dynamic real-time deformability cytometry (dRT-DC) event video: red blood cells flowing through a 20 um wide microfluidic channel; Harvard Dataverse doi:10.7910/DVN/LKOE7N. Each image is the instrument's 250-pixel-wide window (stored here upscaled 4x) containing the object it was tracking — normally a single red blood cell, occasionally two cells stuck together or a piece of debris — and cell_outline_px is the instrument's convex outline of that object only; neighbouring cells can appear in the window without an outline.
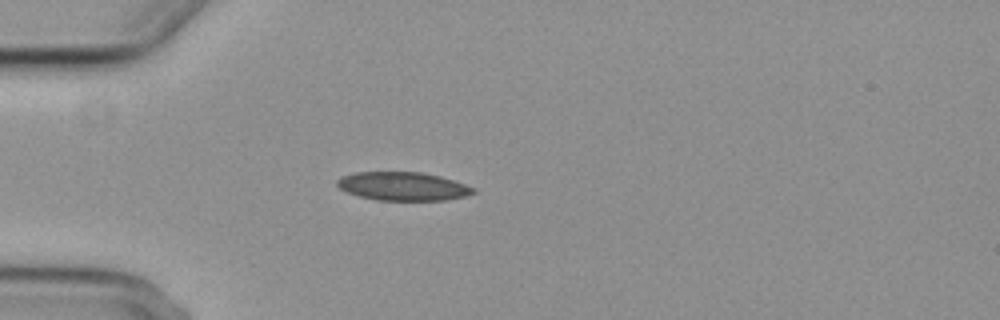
{"species": "common noctule bat (a hibernating species)", "species_latin": "Nyctalus noctula", "temperature_condition": "cold", "stored_images_in_passage": 5, "camera_frame_rate_fps": 3000, "um_per_image_px": 0.085, "animal": {"sex": "female", "body_mass_g": 29.2, "forearm_length_mm": 56.3}, "frame": {"image": 1, "passage_image": 5, "time_ms": 4.667, "image_size_px": [1000, 320], "cell_outline_px": [[476, 192], [468, 196], [444, 200], [376, 200], [360, 196], [348, 192], [340, 188], [336, 184], [336, 180], [344, 176], [356, 172], [420, 172], [440, 176], [476, 188]], "centroid_in_image_um": [34.28, 15.84], "position_along_channel_um": 50.7, "area_um2": 22.48}}